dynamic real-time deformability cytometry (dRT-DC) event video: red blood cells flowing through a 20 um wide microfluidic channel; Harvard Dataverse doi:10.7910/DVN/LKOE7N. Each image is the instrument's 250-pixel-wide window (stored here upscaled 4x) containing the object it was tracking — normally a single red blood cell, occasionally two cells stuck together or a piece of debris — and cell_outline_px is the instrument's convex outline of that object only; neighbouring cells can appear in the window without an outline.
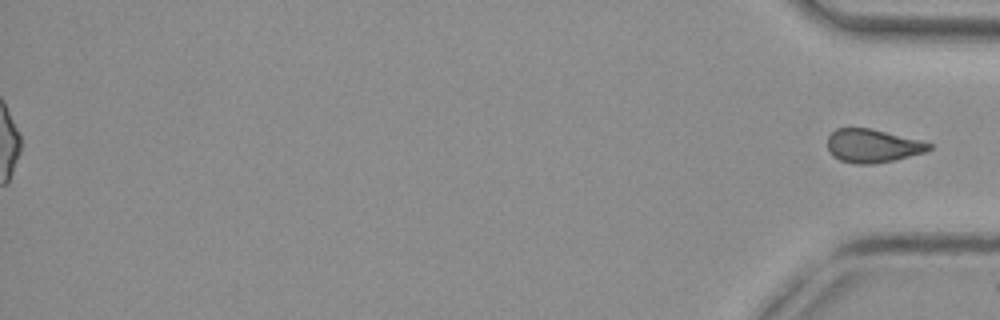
{"species": "common noctule bat (a hibernating species)", "species_latin": "Nyctalus noctula", "temperature_condition": "cold", "stored_images_in_passage": 56, "segment_of_instrument_passage": [2, 2], "camera_frame_rate_fps": 3000, "um_per_image_px": 0.085, "animal": {"sex": "female", "body_mass_g": 29.2, "forearm_length_mm": 56.3}, "frame": {"image": 1, "passage_image": 56, "time_ms": 18.333, "image_size_px": [1000, 320], "cell_outline_px": [[932, 148], [924, 152], [876, 164], [856, 164], [840, 160], [832, 156], [828, 152], [828, 136], [836, 128], [872, 128], [920, 140], [932, 144]], "centroid_in_image_um": [74.14, 12.39], "position_along_channel_um": 361.1, "area_um2": 19.77}}